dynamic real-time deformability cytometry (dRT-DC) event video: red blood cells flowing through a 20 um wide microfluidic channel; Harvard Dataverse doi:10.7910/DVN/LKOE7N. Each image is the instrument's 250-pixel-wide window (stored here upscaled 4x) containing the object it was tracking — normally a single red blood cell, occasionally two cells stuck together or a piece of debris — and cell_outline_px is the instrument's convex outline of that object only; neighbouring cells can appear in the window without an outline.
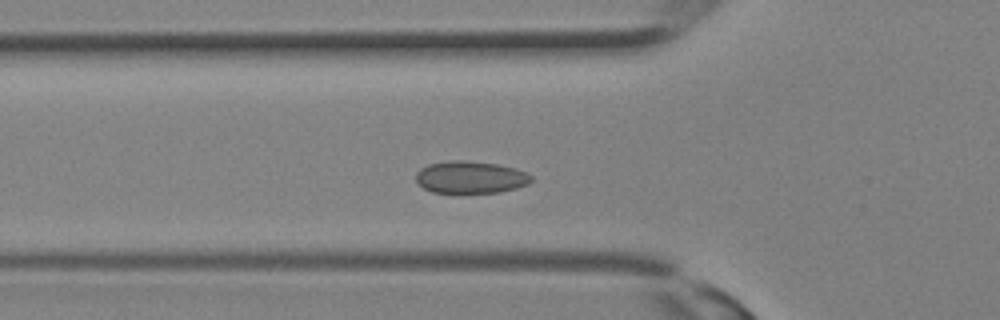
{"species": "Egyptian fruit bat (a non-hibernating species)", "species_latin": "Rousettus aegyptiacus", "temperature_condition": "room temperature", "stored_images_in_passage": 29, "segment_of_instrument_passage": [1, 2], "camera_frame_rate_fps": 3000, "um_per_image_px": 0.085, "animal": {"sex": "female"}, "frame": {"image": 1, "passage_image": 7, "time_ms": 2.0, "image_size_px": [1000, 320], "cell_outline_px": [[532, 180], [528, 184], [516, 188], [500, 192], [432, 192], [416, 184], [416, 172], [420, 168], [428, 164], [452, 160], [460, 160], [496, 164], [516, 168], [532, 176]], "centroid_in_image_um": [39.96, 15.06], "position_along_channel_um": 85.8, "area_um2": 21.56}}
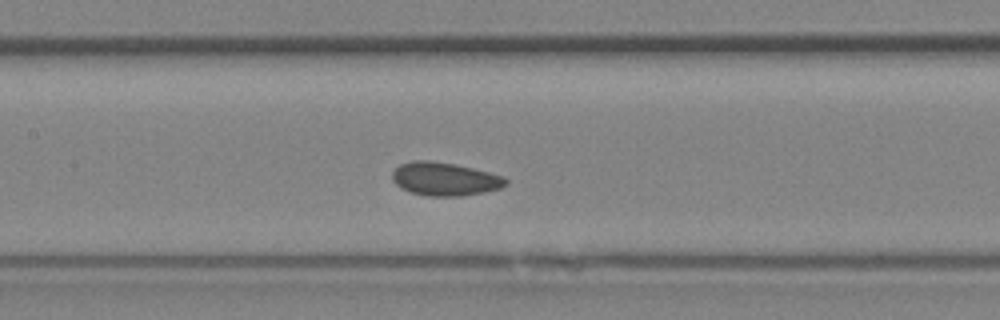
{"frame": {"image": 2, "passage_image": 11, "time_ms": 3.333, "image_size_px": [1000, 320], "cell_outline_px": [[508, 184], [500, 188], [484, 192], [460, 196], [428, 196], [412, 192], [396, 184], [392, 180], [392, 172], [400, 164], [412, 160], [428, 160], [456, 164], [504, 176], [508, 180]], "centroid_in_image_um": [37.82, 15.2], "position_along_channel_um": 169.6, "area_um2": 21.96}}
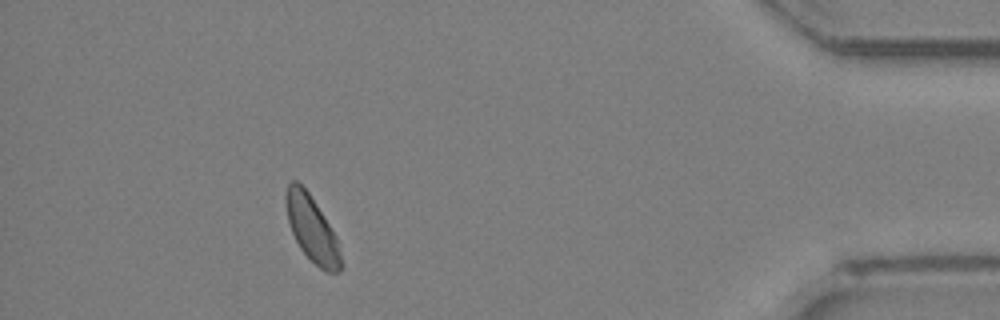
{"frame": {"image": 3, "passage_image": 25, "time_ms": 8.0, "image_size_px": [1000, 320], "cell_outline_px": [[344, 268], [340, 272], [324, 272], [300, 248], [292, 232], [288, 220], [284, 196], [288, 184], [292, 180], [296, 180], [308, 192], [316, 204], [336, 236], [344, 264]], "centroid_in_image_um": [26.54, 19.49], "position_along_channel_um": 408.7, "area_um2": 20.98}}